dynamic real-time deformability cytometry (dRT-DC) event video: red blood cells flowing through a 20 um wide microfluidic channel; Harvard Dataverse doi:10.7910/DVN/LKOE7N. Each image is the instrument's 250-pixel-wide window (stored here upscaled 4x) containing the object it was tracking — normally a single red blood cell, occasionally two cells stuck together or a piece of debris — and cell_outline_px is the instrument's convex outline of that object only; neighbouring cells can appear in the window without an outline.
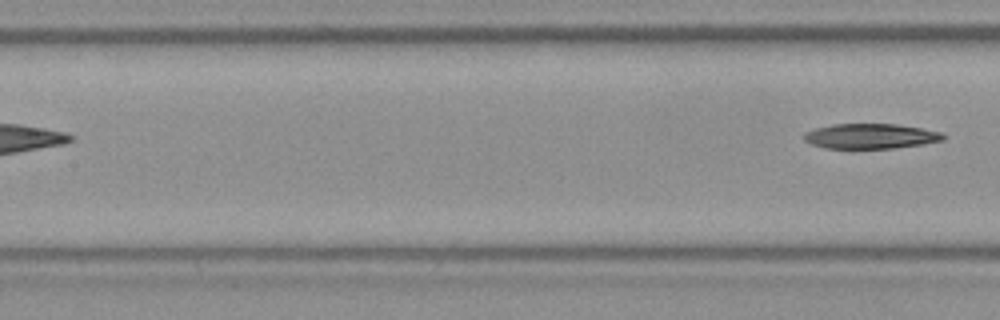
{"species": "Egyptian fruit bat (a non-hibernating species)", "species_latin": "Rousettus aegyptiacus", "temperature_condition": "room temperature", "stored_images_in_passage": 6, "segment_of_instrument_passage": [2, 2], "camera_frame_rate_fps": 3000, "um_per_image_px": 0.085, "frame": {"image": 1, "passage_image": 6, "time_ms": 1.667, "image_size_px": [1000, 320], "cell_outline_px": [[948, 136], [944, 140], [924, 144], [892, 148], [824, 148], [812, 144], [804, 140], [804, 132], [812, 128], [832, 124], [896, 124], [920, 128], [940, 132]], "centroid_in_image_um": [73.98, 11.57], "position_along_channel_um": 133.4, "area_um2": 20.4}}